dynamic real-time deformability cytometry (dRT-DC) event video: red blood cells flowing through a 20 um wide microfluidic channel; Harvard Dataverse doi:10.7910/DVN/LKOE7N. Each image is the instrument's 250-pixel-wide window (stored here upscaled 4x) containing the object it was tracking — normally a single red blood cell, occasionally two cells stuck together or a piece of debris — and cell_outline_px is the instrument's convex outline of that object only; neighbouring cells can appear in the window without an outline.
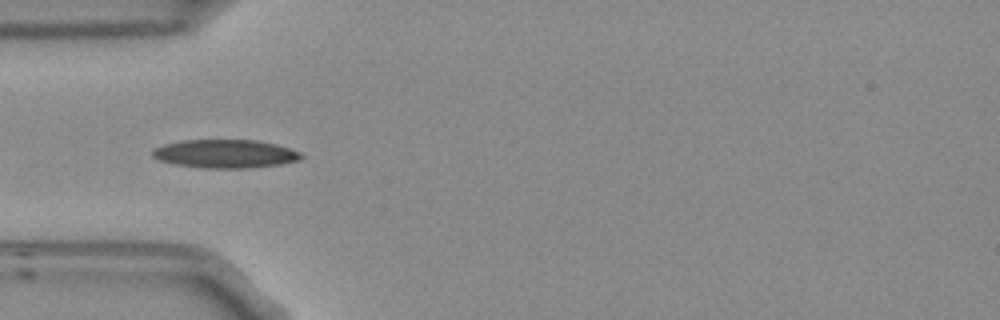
{"species": "Egyptian fruit bat (a non-hibernating species)", "species_latin": "Rousettus aegyptiacus", "temperature_condition": "room temperature", "stored_images_in_passage": 6, "camera_frame_rate_fps": 3000, "um_per_image_px": 0.085, "frame": {"image": 1, "passage_image": 5, "time_ms": 1.333, "image_size_px": [1000, 320], "cell_outline_px": [[304, 156], [300, 160], [280, 164], [248, 168], [204, 168], [176, 164], [160, 160], [152, 156], [152, 152], [156, 148], [164, 144], [180, 140], [256, 140], [276, 144], [300, 152]], "centroid_in_image_um": [19.16, 13.07], "position_along_channel_um": 65.8, "area_um2": 24.51}}
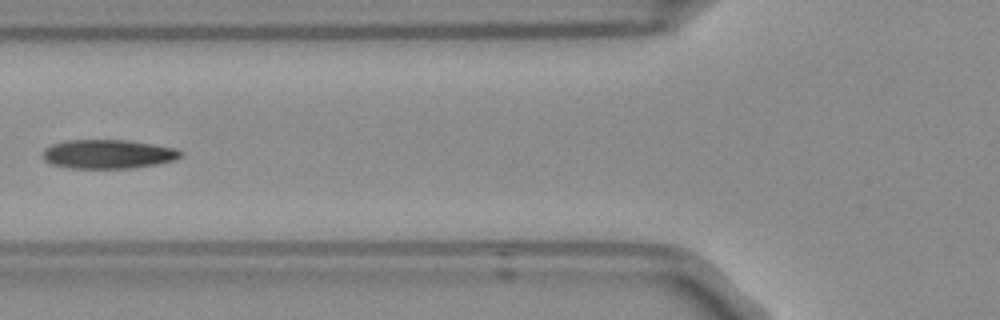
{"frame": {"image": 2, "passage_image": 6, "time_ms": 1.667, "image_size_px": [1000, 320], "cell_outline_px": [[184, 156], [172, 160], [156, 164], [128, 168], [72, 168], [52, 164], [44, 160], [44, 148], [52, 144], [64, 140], [128, 140], [176, 148], [184, 152]], "centroid_in_image_um": [9.2, 13.09], "position_along_channel_um": 116.6, "area_um2": 23.24}}